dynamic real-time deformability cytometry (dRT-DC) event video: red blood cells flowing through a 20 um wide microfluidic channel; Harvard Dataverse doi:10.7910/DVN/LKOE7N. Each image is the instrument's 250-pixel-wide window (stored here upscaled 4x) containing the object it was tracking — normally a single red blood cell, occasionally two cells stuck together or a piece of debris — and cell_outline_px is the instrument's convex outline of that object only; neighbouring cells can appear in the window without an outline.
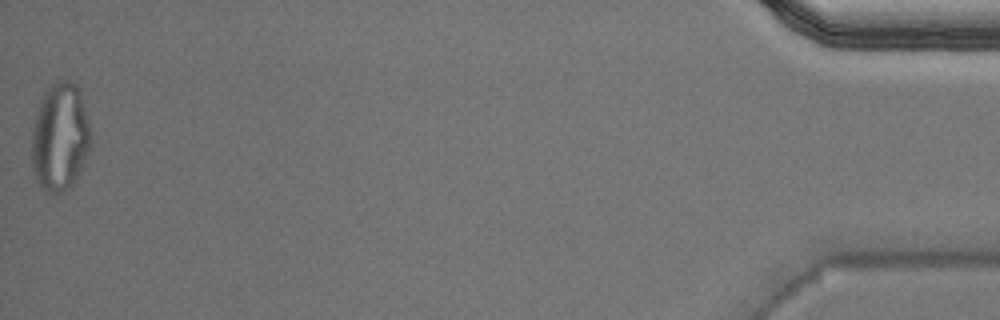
{"species": "Egyptian fruit bat (a non-hibernating species)", "species_latin": "Rousettus aegyptiacus", "temperature_condition": "warm", "stored_images_in_passage": 37, "segment_of_instrument_passage": [2, 2], "camera_frame_rate_fps": 3000, "um_per_image_px": 0.085, "animal": {"sex": "male"}, "frame": {"image": 1, "passage_image": 37, "time_ms": 12.0, "image_size_px": [1000, 320], "cell_outline_px": [[88, 152], [76, 180], [68, 188], [60, 192], [44, 192], [36, 180], [32, 168], [32, 132], [36, 112], [44, 92], [48, 84], [60, 80], [68, 80], [76, 84], [80, 92], [88, 124]], "centroid_in_image_um": [5.05, 11.65], "position_along_channel_um": 430.1, "area_um2": 36.76}}